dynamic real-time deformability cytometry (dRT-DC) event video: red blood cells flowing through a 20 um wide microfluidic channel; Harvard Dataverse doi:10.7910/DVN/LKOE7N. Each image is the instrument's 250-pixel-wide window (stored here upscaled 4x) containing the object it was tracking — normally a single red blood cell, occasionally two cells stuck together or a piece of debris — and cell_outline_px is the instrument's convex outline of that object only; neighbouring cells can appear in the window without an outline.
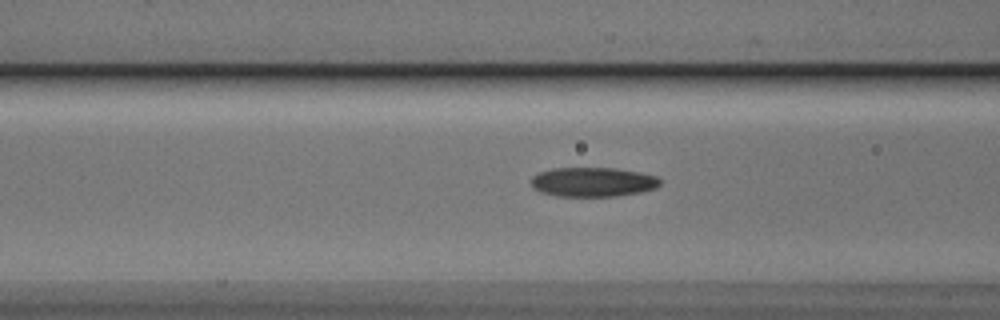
{"species": "Egyptian fruit bat (a non-hibernating species)", "species_latin": "Rousettus aegyptiacus", "temperature_condition": "cold", "stored_images_in_passage": 10, "camera_frame_rate_fps": 3000, "um_per_image_px": 0.085, "animal": {"sex": "male"}, "frame": {"image": 1, "passage_image": 4, "time_ms": 1.0, "image_size_px": [1000, 320], "cell_outline_px": [[660, 184], [656, 188], [640, 192], [616, 196], [556, 196], [540, 192], [532, 188], [532, 176], [540, 172], [552, 168], [616, 168], [640, 172], [656, 176], [660, 180]], "centroid_in_image_um": [50.39, 15.47], "position_along_channel_um": 116.2, "area_um2": 22.14}}
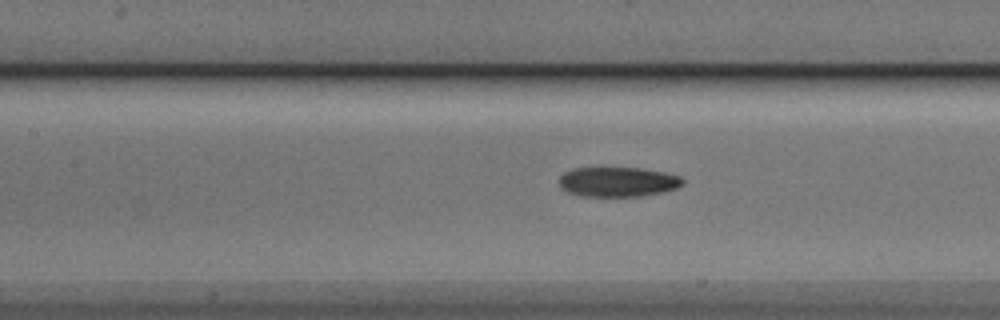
{"frame": {"image": 2, "passage_image": 7, "time_ms": 2.0, "image_size_px": [1000, 320], "cell_outline_px": [[684, 184], [676, 188], [660, 192], [640, 196], [580, 196], [568, 192], [560, 184], [560, 176], [564, 172], [576, 168], [640, 168], [664, 172], [680, 176], [684, 180]], "centroid_in_image_um": [52.53, 15.45], "position_along_channel_um": 154.9, "area_um2": 21.21}}